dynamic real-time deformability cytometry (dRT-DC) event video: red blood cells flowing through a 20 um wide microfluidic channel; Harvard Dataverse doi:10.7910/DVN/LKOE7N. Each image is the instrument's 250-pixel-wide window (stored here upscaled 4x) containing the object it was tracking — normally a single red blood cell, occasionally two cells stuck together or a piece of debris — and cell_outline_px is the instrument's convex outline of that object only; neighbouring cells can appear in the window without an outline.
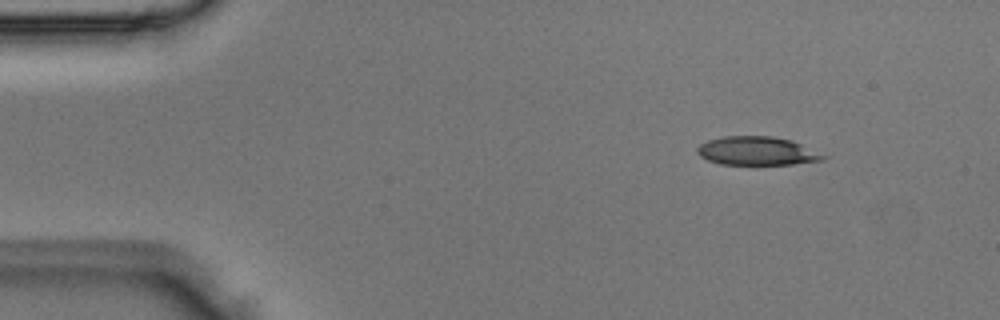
{"species": "Egyptian fruit bat (a non-hibernating species)", "species_latin": "Rousettus aegyptiacus", "temperature_condition": "room temperature", "stored_images_in_passage": 4, "camera_frame_rate_fps": 3000, "um_per_image_px": 0.085, "animal": {"sex": "male"}, "frame": {"image": 1, "passage_image": 2, "time_ms": 0.333, "image_size_px": [1000, 320], "cell_outline_px": [[828, 156], [824, 160], [792, 164], [720, 164], [708, 160], [700, 156], [696, 152], [696, 148], [700, 144], [708, 140], [724, 136], [772, 136], [792, 140]], "centroid_in_image_um": [64.34, 12.83], "position_along_channel_um": 20.7, "area_um2": 20.98}}